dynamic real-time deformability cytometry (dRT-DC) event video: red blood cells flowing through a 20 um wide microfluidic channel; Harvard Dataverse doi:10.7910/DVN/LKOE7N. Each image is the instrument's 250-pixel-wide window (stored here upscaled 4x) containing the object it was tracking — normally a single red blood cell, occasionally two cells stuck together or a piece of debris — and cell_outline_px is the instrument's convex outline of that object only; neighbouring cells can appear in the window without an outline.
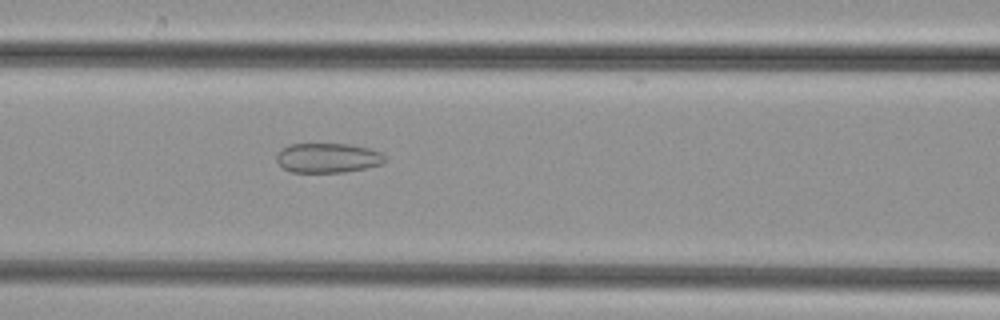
{"species": "common noctule bat (a hibernating species)", "species_latin": "Nyctalus noctula", "temperature_condition": "cold", "stored_images_in_passage": 33, "camera_frame_rate_fps": 3000, "um_per_image_px": 0.085, "animal": {"sex": "female", "body_mass_g": 29.2, "forearm_length_mm": 56.3}, "frame": {"image": 1, "passage_image": 13, "time_ms": 4.0, "image_size_px": [1000, 320], "cell_outline_px": [[388, 160], [384, 164], [344, 172], [292, 172], [284, 168], [276, 160], [276, 156], [280, 148], [288, 144], [348, 144], [368, 148], [384, 152]], "centroid_in_image_um": [27.9, 13.41], "position_along_channel_um": 138.7, "area_um2": 18.96}}
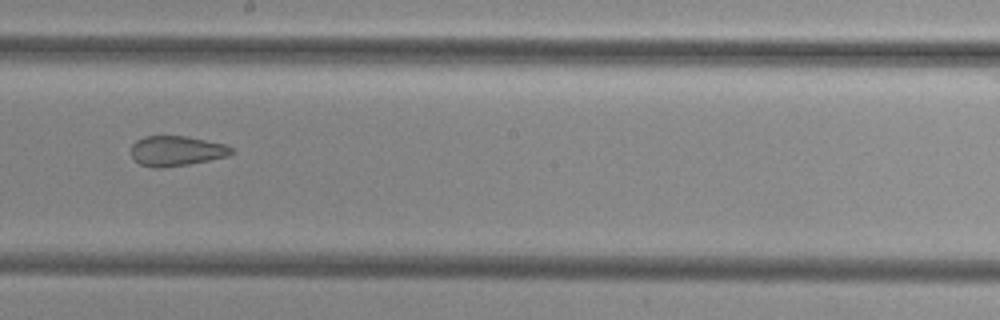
{"frame": {"image": 2, "passage_image": 20, "time_ms": 6.333, "image_size_px": [1000, 320], "cell_outline_px": [[236, 152], [228, 156], [188, 164], [160, 168], [152, 168], [140, 164], [132, 156], [132, 144], [136, 140], [144, 136], [188, 136], [224, 144], [232, 148]], "centroid_in_image_um": [15.0, 12.82], "position_along_channel_um": 233.2, "area_um2": 17.57}}
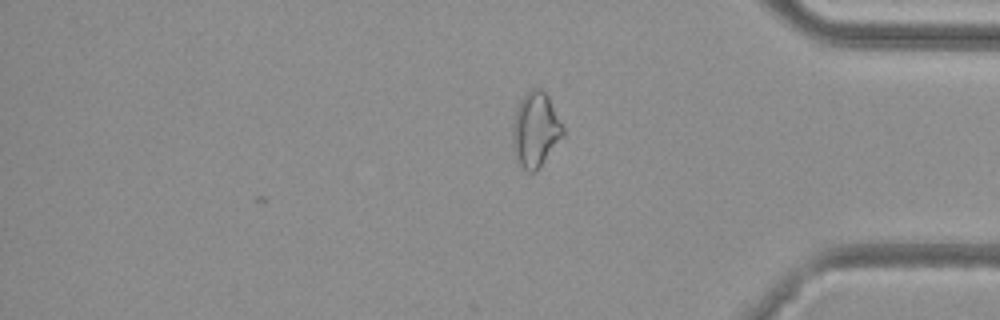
{"frame": {"image": 3, "passage_image": 33, "time_ms": 10.667, "image_size_px": [1000, 320], "cell_outline_px": [[564, 132], [536, 172], [528, 172], [516, 160], [512, 144], [512, 124], [516, 108], [520, 100], [532, 88], [540, 88], [548, 96], [564, 128]], "centroid_in_image_um": [45.48, 11.02], "position_along_channel_um": 389.7, "area_um2": 21.62}}